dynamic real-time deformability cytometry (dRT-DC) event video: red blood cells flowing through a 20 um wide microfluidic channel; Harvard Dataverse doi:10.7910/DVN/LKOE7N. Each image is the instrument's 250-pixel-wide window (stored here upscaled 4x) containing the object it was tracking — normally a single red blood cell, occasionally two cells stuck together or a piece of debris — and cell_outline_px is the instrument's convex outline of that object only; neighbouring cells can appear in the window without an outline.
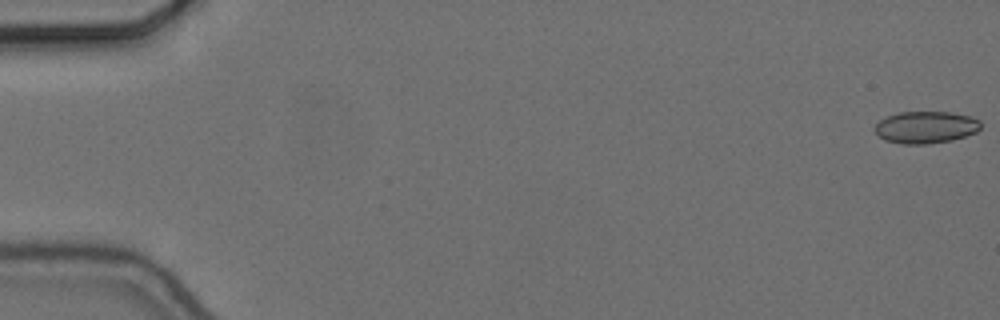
{"species": "common noctule bat (a hibernating species)", "species_latin": "Nyctalus noctula", "temperature_condition": "cold", "stored_images_in_passage": 57, "camera_frame_rate_fps": 3000, "um_per_image_px": 0.085, "animal": {"sex": "female", "body_mass_g": 24.6, "forearm_length_mm": 56.2}, "frame": {"image": 1, "passage_image": 1, "time_ms": 0.0, "image_size_px": [1000, 320], "cell_outline_px": [[980, 128], [976, 132], [952, 140], [928, 144], [904, 144], [884, 140], [872, 128], [880, 120], [888, 116], [900, 112], [952, 112], [972, 116], [980, 120]], "centroid_in_image_um": [78.7, 10.81], "position_along_channel_um": 6.3, "area_um2": 19.83}}
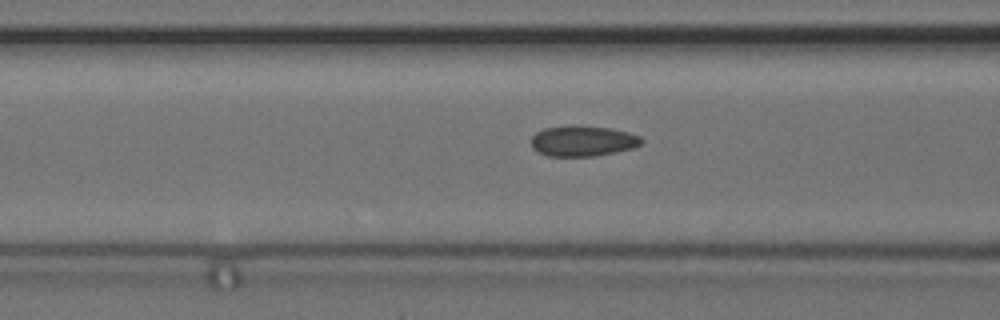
{"frame": {"image": 2, "passage_image": 23, "time_ms": 7.333, "image_size_px": [1000, 320], "cell_outline_px": [[644, 140], [640, 144], [632, 148], [616, 152], [596, 156], [548, 156], [536, 152], [532, 148], [532, 136], [536, 132], [544, 128], [576, 124], [612, 128], [628, 132], [640, 136]], "centroid_in_image_um": [49.52, 11.97], "position_along_channel_um": 117.1, "area_um2": 20.0}}
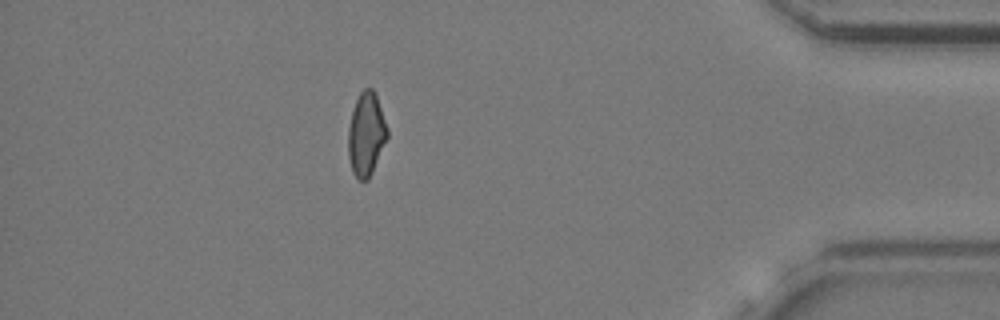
{"frame": {"image": 3, "passage_image": 50, "time_ms": 16.333, "image_size_px": [1000, 320], "cell_outline_px": [[388, 136], [372, 172], [368, 180], [360, 180], [352, 172], [348, 156], [348, 128], [352, 112], [356, 100], [360, 92], [364, 88], [372, 88], [376, 96], [388, 128]], "centroid_in_image_um": [31.12, 11.42], "position_along_channel_um": 404.1, "area_um2": 18.84}, "authors_computed_cell_mechanics": {"area_um2": 19.652, "velocity_mm_per_s": 3.6854, "shape_relaxation_time_tau1_ms": null, "shape_relaxation_time_tau2_ms": 1.799, "deformation_change_tau1": null, "deformation_change_tau2": 0.0716}}